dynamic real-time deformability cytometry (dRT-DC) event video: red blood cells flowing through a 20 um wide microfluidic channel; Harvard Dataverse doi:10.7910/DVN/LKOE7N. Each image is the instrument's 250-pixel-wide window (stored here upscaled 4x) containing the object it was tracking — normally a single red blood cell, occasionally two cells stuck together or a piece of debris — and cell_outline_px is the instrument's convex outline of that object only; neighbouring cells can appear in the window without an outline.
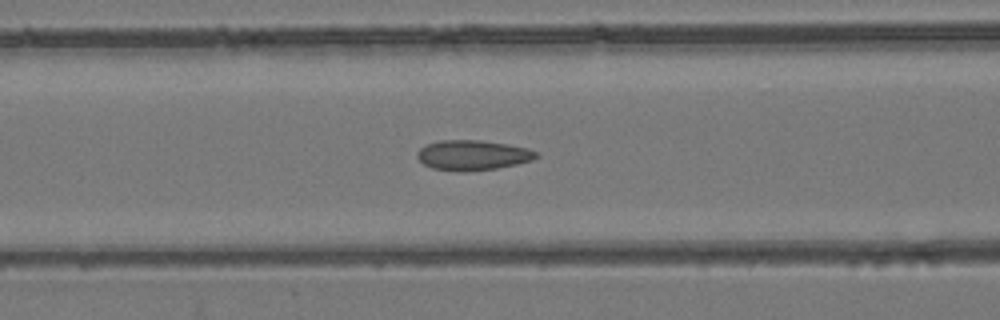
{"species": "common noctule bat (a hibernating species)", "species_latin": "Nyctalus noctula", "temperature_condition": "room temperature", "stored_images_in_passage": 36, "camera_frame_rate_fps": 3000, "um_per_image_px": 0.085, "animal": {"sex": "female", "body_mass_g": 24.6, "forearm_length_mm": 56.2}, "frame": {"image": 1, "passage_image": 5, "time_ms": 1.333, "image_size_px": [1000, 320], "cell_outline_px": [[540, 156], [532, 160], [516, 164], [496, 168], [464, 172], [432, 168], [424, 164], [416, 156], [416, 152], [420, 148], [428, 144], [440, 140], [480, 140], [508, 144], [528, 148], [540, 152]], "centroid_in_image_um": [40.21, 13.18], "position_along_channel_um": 126.4, "area_um2": 20.92}}
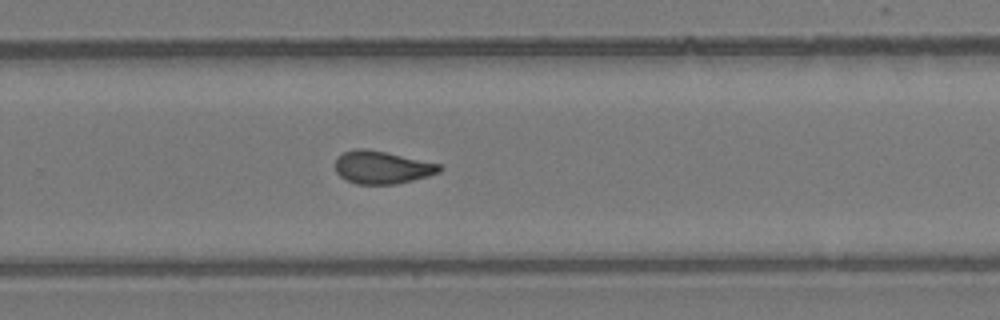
{"frame": {"image": 2, "passage_image": 18, "time_ms": 5.667, "image_size_px": [1000, 320], "cell_outline_px": [[444, 168], [440, 172], [428, 176], [396, 184], [356, 184], [340, 176], [336, 172], [336, 160], [344, 152], [356, 148], [364, 148], [384, 152], [440, 164]], "centroid_in_image_um": [32.49, 14.23], "position_along_channel_um": 297.3, "area_um2": 19.65}}
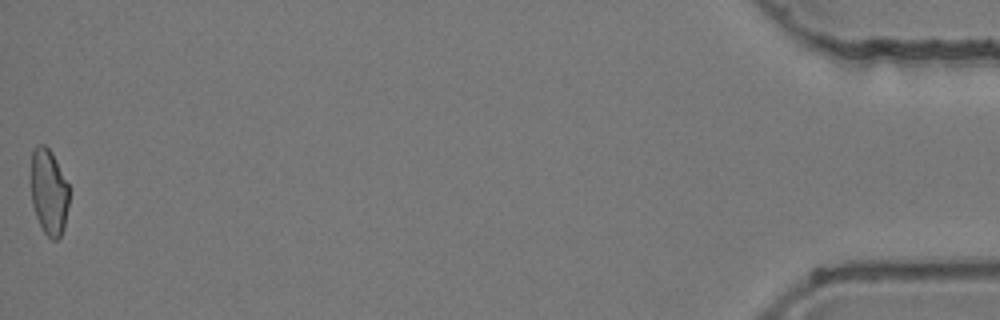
{"frame": {"image": 3, "passage_image": 36, "time_ms": 11.667, "image_size_px": [1000, 320], "cell_outline_px": [[68, 204], [64, 228], [60, 236], [56, 240], [52, 240], [44, 232], [36, 216], [32, 204], [32, 152], [36, 144], [44, 144], [52, 152], [68, 184]], "centroid_in_image_um": [4.16, 16.31], "position_along_channel_um": 431.0, "area_um2": 18.84}, "authors_computed_cell_mechanics": {"area_um2": 19.652, "velocity_mm_per_s": 3.9607, "shape_relaxation_time_tau1_ms": null, "shape_relaxation_time_tau2_ms": 1.4537, "deformation_change_tau1": null, "deformation_change_tau2": 0.0636}}